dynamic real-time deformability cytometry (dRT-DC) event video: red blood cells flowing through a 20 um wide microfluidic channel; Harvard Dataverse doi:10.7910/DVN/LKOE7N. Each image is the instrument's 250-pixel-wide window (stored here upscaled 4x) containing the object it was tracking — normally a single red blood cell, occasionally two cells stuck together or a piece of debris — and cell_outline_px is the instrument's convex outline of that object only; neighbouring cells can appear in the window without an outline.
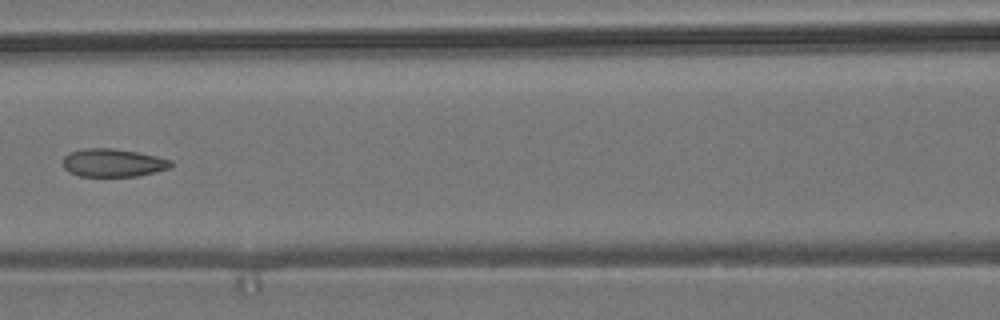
{"species": "common noctule bat (a hibernating species)", "species_latin": "Nyctalus noctula", "temperature_condition": "room temperature", "stored_images_in_passage": 8, "camera_frame_rate_fps": 3000, "um_per_image_px": 0.085, "animal": {"sex": "male", "body_mass_g": 19.2, "forearm_length_mm": 51.8}, "frame": {"image": 1, "passage_image": 8, "time_ms": 8.0, "image_size_px": [1000, 320], "cell_outline_px": [[172, 164], [168, 168], [136, 176], [80, 176], [68, 172], [64, 168], [64, 156], [68, 152], [84, 148], [112, 148], [136, 152], [156, 156], [172, 160]], "centroid_in_image_um": [9.56, 13.83], "position_along_channel_um": 157.0, "area_um2": 17.51}}